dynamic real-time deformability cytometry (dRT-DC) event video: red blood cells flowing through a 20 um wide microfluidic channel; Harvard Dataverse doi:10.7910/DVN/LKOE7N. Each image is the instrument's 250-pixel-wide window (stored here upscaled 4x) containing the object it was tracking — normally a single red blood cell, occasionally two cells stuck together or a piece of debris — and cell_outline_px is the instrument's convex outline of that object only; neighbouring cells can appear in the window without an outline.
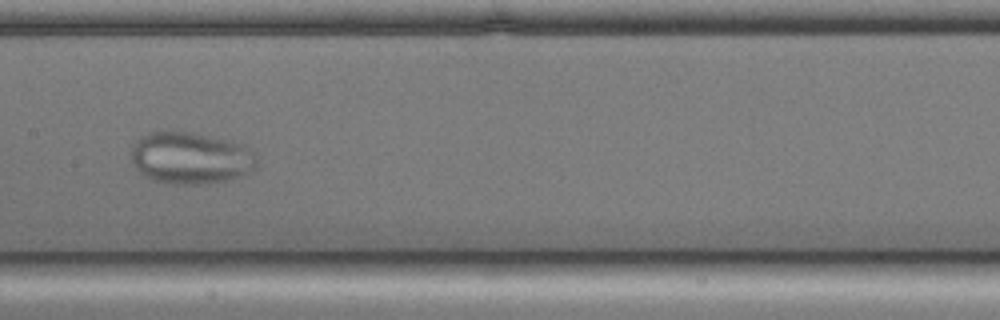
{"species": "common noctule bat (a hibernating species)", "species_latin": "Nyctalus noctula", "temperature_condition": "cold", "stored_images_in_passage": 56, "camera_frame_rate_fps": 3000, "um_per_image_px": 0.085, "animal": {"sex": "male", "body_mass_g": 17.9, "forearm_length_mm": 54.2}, "frame": {"image": 1, "passage_image": 26, "time_ms": 8.333, "image_size_px": [1000, 320], "cell_outline_px": [[256, 168], [240, 176], [224, 180], [204, 184], [172, 184], [152, 180], [140, 172], [132, 164], [132, 144], [140, 136], [148, 132], [192, 132], [240, 144], [248, 148], [256, 160]], "centroid_in_image_um": [16.14, 13.44], "position_along_channel_um": 191.3, "area_um2": 37.57}}